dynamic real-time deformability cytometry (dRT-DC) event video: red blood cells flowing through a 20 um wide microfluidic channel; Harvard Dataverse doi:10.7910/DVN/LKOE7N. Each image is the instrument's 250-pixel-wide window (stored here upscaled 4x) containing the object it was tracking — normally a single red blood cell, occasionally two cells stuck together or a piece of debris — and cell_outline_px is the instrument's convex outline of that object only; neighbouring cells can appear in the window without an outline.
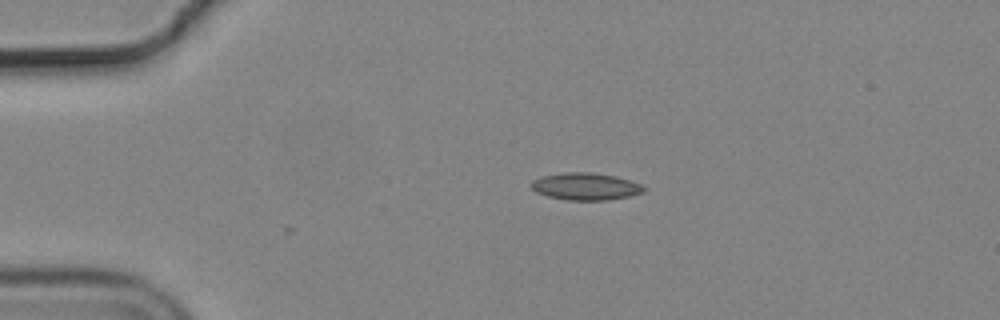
{"species": "common noctule bat (a hibernating species)", "species_latin": "Nyctalus noctula", "temperature_condition": "cold", "stored_images_in_passage": 44, "camera_frame_rate_fps": 3000, "um_per_image_px": 0.085, "animal": {"sex": "male", "body_mass_g": 19.2, "forearm_length_mm": 51.8}, "frame": {"image": 1, "passage_image": 1, "time_ms": 0.0, "image_size_px": [1000, 320], "cell_outline_px": [[648, 188], [644, 192], [628, 196], [608, 200], [568, 200], [548, 196], [536, 192], [528, 184], [532, 180], [540, 176], [564, 172], [592, 172], [616, 176], [632, 180]], "centroid_in_image_um": [49.77, 15.83], "position_along_channel_um": 35.2, "area_um2": 18.09}}
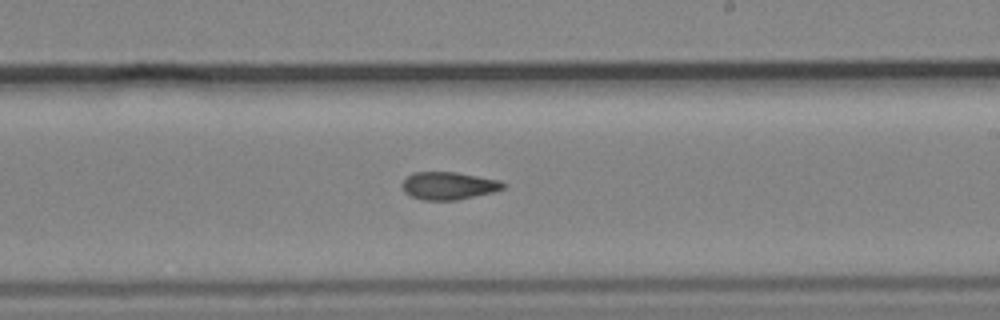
{"frame": {"image": 2, "passage_image": 22, "time_ms": 7.0, "image_size_px": [1000, 320], "cell_outline_px": [[508, 184], [504, 188], [492, 192], [456, 200], [424, 200], [412, 196], [404, 192], [404, 180], [412, 172], [456, 172], [500, 180]], "centroid_in_image_um": [38.17, 15.78], "position_along_channel_um": 250.8, "area_um2": 16.13}}
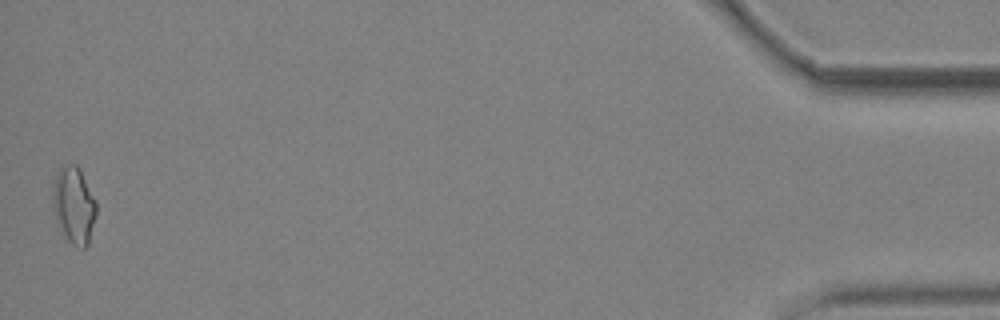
{"frame": {"image": 3, "passage_image": 44, "time_ms": 14.333, "image_size_px": [1000, 320], "cell_outline_px": [[96, 216], [88, 244], [84, 248], [80, 248], [72, 244], [60, 232], [56, 224], [52, 204], [52, 184], [60, 168], [64, 164], [76, 164], [80, 168], [96, 200]], "centroid_in_image_um": [6.26, 17.44], "position_along_channel_um": 428.9, "area_um2": 19.94}, "authors_computed_cell_mechanics": {"area_um2": 16.762, "velocity_mm_per_s": 3.6924, "shape_relaxation_time_tau1_ms": null, "shape_relaxation_time_tau2_ms": 3.6654, "deformation_change_tau1": null, "deformation_change_tau2": 0.0981}}